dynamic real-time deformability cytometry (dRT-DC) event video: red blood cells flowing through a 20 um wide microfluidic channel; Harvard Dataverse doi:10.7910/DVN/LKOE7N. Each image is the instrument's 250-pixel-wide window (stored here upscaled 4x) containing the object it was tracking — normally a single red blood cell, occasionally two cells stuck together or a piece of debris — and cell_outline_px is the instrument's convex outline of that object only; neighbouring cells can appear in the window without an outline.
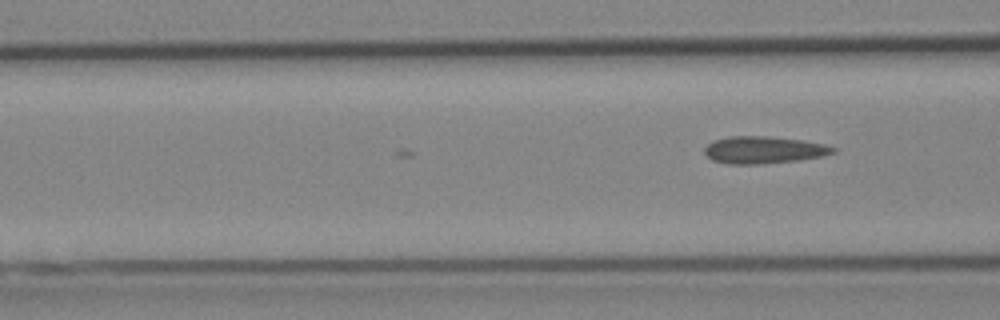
{"species": "Egyptian fruit bat (a non-hibernating species)", "species_latin": "Rousettus aegyptiacus", "temperature_condition": "cold", "stored_images_in_passage": 3, "camera_frame_rate_fps": 3000, "um_per_image_px": 0.085, "animal": {"sex": "female"}, "frame": {"image": 1, "passage_image": 3, "time_ms": 0.667, "image_size_px": [1000, 320], "cell_outline_px": [[836, 152], [820, 156], [796, 160], [756, 164], [728, 164], [712, 160], [704, 152], [704, 148], [712, 140], [728, 136], [768, 136], [804, 140], [824, 144], [836, 148]], "centroid_in_image_um": [64.88, 12.73], "position_along_channel_um": 101.7, "area_um2": 20.29}}